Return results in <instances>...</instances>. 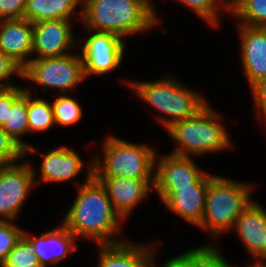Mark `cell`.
Masks as SVG:
<instances>
[{
	"label": "cell",
	"mask_w": 266,
	"mask_h": 267,
	"mask_svg": "<svg viewBox=\"0 0 266 267\" xmlns=\"http://www.w3.org/2000/svg\"><path fill=\"white\" fill-rule=\"evenodd\" d=\"M87 168L88 176L78 187V194L61 222L77 239L90 238L98 246L122 242L116 235H120V223L124 220L114 210L102 183L93 175V159Z\"/></svg>",
	"instance_id": "cell-1"
},
{
	"label": "cell",
	"mask_w": 266,
	"mask_h": 267,
	"mask_svg": "<svg viewBox=\"0 0 266 267\" xmlns=\"http://www.w3.org/2000/svg\"><path fill=\"white\" fill-rule=\"evenodd\" d=\"M151 0H82L77 17L87 30L110 32L123 39L158 25Z\"/></svg>",
	"instance_id": "cell-2"
},
{
	"label": "cell",
	"mask_w": 266,
	"mask_h": 267,
	"mask_svg": "<svg viewBox=\"0 0 266 267\" xmlns=\"http://www.w3.org/2000/svg\"><path fill=\"white\" fill-rule=\"evenodd\" d=\"M133 92L148 105L164 113L167 117H158L163 128L172 123L197 115L209 103L196 91L181 84L167 74L162 79L153 81L123 80Z\"/></svg>",
	"instance_id": "cell-3"
},
{
	"label": "cell",
	"mask_w": 266,
	"mask_h": 267,
	"mask_svg": "<svg viewBox=\"0 0 266 267\" xmlns=\"http://www.w3.org/2000/svg\"><path fill=\"white\" fill-rule=\"evenodd\" d=\"M222 117L211 105L197 115L172 123L166 131L177 144L170 153L184 157L203 156L232 146Z\"/></svg>",
	"instance_id": "cell-4"
},
{
	"label": "cell",
	"mask_w": 266,
	"mask_h": 267,
	"mask_svg": "<svg viewBox=\"0 0 266 267\" xmlns=\"http://www.w3.org/2000/svg\"><path fill=\"white\" fill-rule=\"evenodd\" d=\"M253 190L252 183L213 174L207 187L203 219L197 227L209 230L211 238L215 239L233 229L240 213L254 200L251 197Z\"/></svg>",
	"instance_id": "cell-5"
},
{
	"label": "cell",
	"mask_w": 266,
	"mask_h": 267,
	"mask_svg": "<svg viewBox=\"0 0 266 267\" xmlns=\"http://www.w3.org/2000/svg\"><path fill=\"white\" fill-rule=\"evenodd\" d=\"M103 158H93L95 177L154 179L156 150L146 144L129 142L108 135L103 140Z\"/></svg>",
	"instance_id": "cell-6"
},
{
	"label": "cell",
	"mask_w": 266,
	"mask_h": 267,
	"mask_svg": "<svg viewBox=\"0 0 266 267\" xmlns=\"http://www.w3.org/2000/svg\"><path fill=\"white\" fill-rule=\"evenodd\" d=\"M22 78L41 86L45 92L55 88L60 94H67L85 79L80 53L31 59L23 68Z\"/></svg>",
	"instance_id": "cell-7"
},
{
	"label": "cell",
	"mask_w": 266,
	"mask_h": 267,
	"mask_svg": "<svg viewBox=\"0 0 266 267\" xmlns=\"http://www.w3.org/2000/svg\"><path fill=\"white\" fill-rule=\"evenodd\" d=\"M82 44L81 59L85 79L91 75L103 76L118 68L125 53L124 39L110 32H90Z\"/></svg>",
	"instance_id": "cell-8"
},
{
	"label": "cell",
	"mask_w": 266,
	"mask_h": 267,
	"mask_svg": "<svg viewBox=\"0 0 266 267\" xmlns=\"http://www.w3.org/2000/svg\"><path fill=\"white\" fill-rule=\"evenodd\" d=\"M28 162L0 166V220L15 221L31 188L40 182Z\"/></svg>",
	"instance_id": "cell-9"
},
{
	"label": "cell",
	"mask_w": 266,
	"mask_h": 267,
	"mask_svg": "<svg viewBox=\"0 0 266 267\" xmlns=\"http://www.w3.org/2000/svg\"><path fill=\"white\" fill-rule=\"evenodd\" d=\"M212 176L206 173L191 187H153V189L166 208L197 227L203 219L207 187Z\"/></svg>",
	"instance_id": "cell-10"
},
{
	"label": "cell",
	"mask_w": 266,
	"mask_h": 267,
	"mask_svg": "<svg viewBox=\"0 0 266 267\" xmlns=\"http://www.w3.org/2000/svg\"><path fill=\"white\" fill-rule=\"evenodd\" d=\"M71 20H43L33 23L32 59L61 57L77 46Z\"/></svg>",
	"instance_id": "cell-11"
},
{
	"label": "cell",
	"mask_w": 266,
	"mask_h": 267,
	"mask_svg": "<svg viewBox=\"0 0 266 267\" xmlns=\"http://www.w3.org/2000/svg\"><path fill=\"white\" fill-rule=\"evenodd\" d=\"M234 229L248 254L256 260L251 265H266V210L263 206L253 200L236 219Z\"/></svg>",
	"instance_id": "cell-12"
},
{
	"label": "cell",
	"mask_w": 266,
	"mask_h": 267,
	"mask_svg": "<svg viewBox=\"0 0 266 267\" xmlns=\"http://www.w3.org/2000/svg\"><path fill=\"white\" fill-rule=\"evenodd\" d=\"M104 186L114 210L123 220L128 219L134 209L153 190L154 179H132L127 177H96ZM131 213V214H130Z\"/></svg>",
	"instance_id": "cell-13"
},
{
	"label": "cell",
	"mask_w": 266,
	"mask_h": 267,
	"mask_svg": "<svg viewBox=\"0 0 266 267\" xmlns=\"http://www.w3.org/2000/svg\"><path fill=\"white\" fill-rule=\"evenodd\" d=\"M242 69L250 89L266 78V27L238 25Z\"/></svg>",
	"instance_id": "cell-14"
},
{
	"label": "cell",
	"mask_w": 266,
	"mask_h": 267,
	"mask_svg": "<svg viewBox=\"0 0 266 267\" xmlns=\"http://www.w3.org/2000/svg\"><path fill=\"white\" fill-rule=\"evenodd\" d=\"M161 156L155 158L153 187H191L206 174L192 157L171 153Z\"/></svg>",
	"instance_id": "cell-15"
},
{
	"label": "cell",
	"mask_w": 266,
	"mask_h": 267,
	"mask_svg": "<svg viewBox=\"0 0 266 267\" xmlns=\"http://www.w3.org/2000/svg\"><path fill=\"white\" fill-rule=\"evenodd\" d=\"M156 246L122 241L99 245L97 267H156Z\"/></svg>",
	"instance_id": "cell-16"
},
{
	"label": "cell",
	"mask_w": 266,
	"mask_h": 267,
	"mask_svg": "<svg viewBox=\"0 0 266 267\" xmlns=\"http://www.w3.org/2000/svg\"><path fill=\"white\" fill-rule=\"evenodd\" d=\"M0 26V51L23 69L31 61L33 24L24 18L3 19Z\"/></svg>",
	"instance_id": "cell-17"
},
{
	"label": "cell",
	"mask_w": 266,
	"mask_h": 267,
	"mask_svg": "<svg viewBox=\"0 0 266 267\" xmlns=\"http://www.w3.org/2000/svg\"><path fill=\"white\" fill-rule=\"evenodd\" d=\"M24 235L34 244L38 262L41 265H56L77 250V238L63 224L41 233L40 236L24 231Z\"/></svg>",
	"instance_id": "cell-18"
},
{
	"label": "cell",
	"mask_w": 266,
	"mask_h": 267,
	"mask_svg": "<svg viewBox=\"0 0 266 267\" xmlns=\"http://www.w3.org/2000/svg\"><path fill=\"white\" fill-rule=\"evenodd\" d=\"M43 157L40 165V183L66 182L73 180L83 171L84 161L72 148L60 146L41 153Z\"/></svg>",
	"instance_id": "cell-19"
},
{
	"label": "cell",
	"mask_w": 266,
	"mask_h": 267,
	"mask_svg": "<svg viewBox=\"0 0 266 267\" xmlns=\"http://www.w3.org/2000/svg\"><path fill=\"white\" fill-rule=\"evenodd\" d=\"M82 0H27L23 18L36 23L43 20H72L77 6Z\"/></svg>",
	"instance_id": "cell-20"
},
{
	"label": "cell",
	"mask_w": 266,
	"mask_h": 267,
	"mask_svg": "<svg viewBox=\"0 0 266 267\" xmlns=\"http://www.w3.org/2000/svg\"><path fill=\"white\" fill-rule=\"evenodd\" d=\"M211 244H204L170 257L162 267H237L230 265L217 246L213 242Z\"/></svg>",
	"instance_id": "cell-21"
},
{
	"label": "cell",
	"mask_w": 266,
	"mask_h": 267,
	"mask_svg": "<svg viewBox=\"0 0 266 267\" xmlns=\"http://www.w3.org/2000/svg\"><path fill=\"white\" fill-rule=\"evenodd\" d=\"M2 128L25 150V158L30 154L39 153V149L22 141L21 138L29 133L26 91L9 107L8 120Z\"/></svg>",
	"instance_id": "cell-22"
},
{
	"label": "cell",
	"mask_w": 266,
	"mask_h": 267,
	"mask_svg": "<svg viewBox=\"0 0 266 267\" xmlns=\"http://www.w3.org/2000/svg\"><path fill=\"white\" fill-rule=\"evenodd\" d=\"M27 92V116L29 133L31 132H44L49 130L51 127H55L54 121V110L52 103L48 102L41 97H37L35 91V98L33 99L34 93L29 89L25 88ZM33 93V94H32Z\"/></svg>",
	"instance_id": "cell-23"
},
{
	"label": "cell",
	"mask_w": 266,
	"mask_h": 267,
	"mask_svg": "<svg viewBox=\"0 0 266 267\" xmlns=\"http://www.w3.org/2000/svg\"><path fill=\"white\" fill-rule=\"evenodd\" d=\"M231 15L238 25L266 27V0H232Z\"/></svg>",
	"instance_id": "cell-24"
},
{
	"label": "cell",
	"mask_w": 266,
	"mask_h": 267,
	"mask_svg": "<svg viewBox=\"0 0 266 267\" xmlns=\"http://www.w3.org/2000/svg\"><path fill=\"white\" fill-rule=\"evenodd\" d=\"M178 3L191 8L201 20H205L210 26L218 27L220 25L221 11L228 12L231 15L232 0H176ZM218 1V2H217ZM220 1V2H219ZM221 11H219V9Z\"/></svg>",
	"instance_id": "cell-25"
},
{
	"label": "cell",
	"mask_w": 266,
	"mask_h": 267,
	"mask_svg": "<svg viewBox=\"0 0 266 267\" xmlns=\"http://www.w3.org/2000/svg\"><path fill=\"white\" fill-rule=\"evenodd\" d=\"M56 99L53 101L52 106L54 110V121L55 125L71 126L83 118V109L80 103L68 94H58Z\"/></svg>",
	"instance_id": "cell-26"
},
{
	"label": "cell",
	"mask_w": 266,
	"mask_h": 267,
	"mask_svg": "<svg viewBox=\"0 0 266 267\" xmlns=\"http://www.w3.org/2000/svg\"><path fill=\"white\" fill-rule=\"evenodd\" d=\"M34 252V244L23 235L20 241L9 252L1 267H32V265L38 263Z\"/></svg>",
	"instance_id": "cell-27"
},
{
	"label": "cell",
	"mask_w": 266,
	"mask_h": 267,
	"mask_svg": "<svg viewBox=\"0 0 266 267\" xmlns=\"http://www.w3.org/2000/svg\"><path fill=\"white\" fill-rule=\"evenodd\" d=\"M14 223L0 220V267L5 262L9 252L24 235L25 230Z\"/></svg>",
	"instance_id": "cell-28"
},
{
	"label": "cell",
	"mask_w": 266,
	"mask_h": 267,
	"mask_svg": "<svg viewBox=\"0 0 266 267\" xmlns=\"http://www.w3.org/2000/svg\"><path fill=\"white\" fill-rule=\"evenodd\" d=\"M25 150L0 126V166L19 162Z\"/></svg>",
	"instance_id": "cell-29"
},
{
	"label": "cell",
	"mask_w": 266,
	"mask_h": 267,
	"mask_svg": "<svg viewBox=\"0 0 266 267\" xmlns=\"http://www.w3.org/2000/svg\"><path fill=\"white\" fill-rule=\"evenodd\" d=\"M22 71L16 62L0 51V90L14 87L15 84H11L8 80H11L12 75L22 78Z\"/></svg>",
	"instance_id": "cell-30"
},
{
	"label": "cell",
	"mask_w": 266,
	"mask_h": 267,
	"mask_svg": "<svg viewBox=\"0 0 266 267\" xmlns=\"http://www.w3.org/2000/svg\"><path fill=\"white\" fill-rule=\"evenodd\" d=\"M25 92V88L14 86L0 90V126L8 120L9 107Z\"/></svg>",
	"instance_id": "cell-31"
},
{
	"label": "cell",
	"mask_w": 266,
	"mask_h": 267,
	"mask_svg": "<svg viewBox=\"0 0 266 267\" xmlns=\"http://www.w3.org/2000/svg\"><path fill=\"white\" fill-rule=\"evenodd\" d=\"M250 91L253 97V104L255 105L254 109L258 115L257 120L266 121V78L256 83Z\"/></svg>",
	"instance_id": "cell-32"
},
{
	"label": "cell",
	"mask_w": 266,
	"mask_h": 267,
	"mask_svg": "<svg viewBox=\"0 0 266 267\" xmlns=\"http://www.w3.org/2000/svg\"><path fill=\"white\" fill-rule=\"evenodd\" d=\"M27 0H0V20L23 18Z\"/></svg>",
	"instance_id": "cell-33"
},
{
	"label": "cell",
	"mask_w": 266,
	"mask_h": 267,
	"mask_svg": "<svg viewBox=\"0 0 266 267\" xmlns=\"http://www.w3.org/2000/svg\"><path fill=\"white\" fill-rule=\"evenodd\" d=\"M241 267V266H239ZM244 267H266V265L262 266V265H249V266H244Z\"/></svg>",
	"instance_id": "cell-34"
},
{
	"label": "cell",
	"mask_w": 266,
	"mask_h": 267,
	"mask_svg": "<svg viewBox=\"0 0 266 267\" xmlns=\"http://www.w3.org/2000/svg\"><path fill=\"white\" fill-rule=\"evenodd\" d=\"M32 267H46V266H44V265H41V264L38 262V263H36V264L32 265Z\"/></svg>",
	"instance_id": "cell-35"
}]
</instances>
